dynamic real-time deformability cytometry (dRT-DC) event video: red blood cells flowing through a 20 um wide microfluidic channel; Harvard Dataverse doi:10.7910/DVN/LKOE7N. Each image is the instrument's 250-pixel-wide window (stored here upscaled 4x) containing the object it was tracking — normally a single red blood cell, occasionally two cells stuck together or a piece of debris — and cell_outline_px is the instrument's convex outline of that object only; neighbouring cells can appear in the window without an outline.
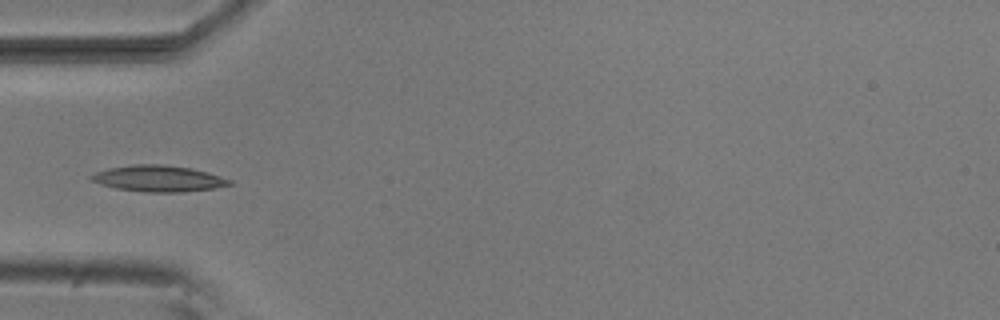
{"species": "common noctule bat (a hibernating species)", "species_latin": "Nyctalus noctula", "temperature_condition": "room temperature", "stored_images_in_passage": 5, "camera_frame_rate_fps": 3000, "um_per_image_px": 0.085, "animal": {"sex": "male", "body_mass_g": 20.5, "forearm_length_mm": 52.5}, "frame": {"image": 1, "passage_image": 5, "time_ms": 1.333, "image_size_px": [1000, 320], "cell_outline_px": [[232, 184], [212, 188], [180, 192], [144, 192], [116, 188], [100, 184], [92, 180], [88, 176], [96, 172], [108, 168], [132, 164], [164, 164], [192, 168], [208, 172], [232, 180]], "centroid_in_image_um": [13.45, 15.16], "position_along_channel_um": 71.6, "area_um2": 21.1}}